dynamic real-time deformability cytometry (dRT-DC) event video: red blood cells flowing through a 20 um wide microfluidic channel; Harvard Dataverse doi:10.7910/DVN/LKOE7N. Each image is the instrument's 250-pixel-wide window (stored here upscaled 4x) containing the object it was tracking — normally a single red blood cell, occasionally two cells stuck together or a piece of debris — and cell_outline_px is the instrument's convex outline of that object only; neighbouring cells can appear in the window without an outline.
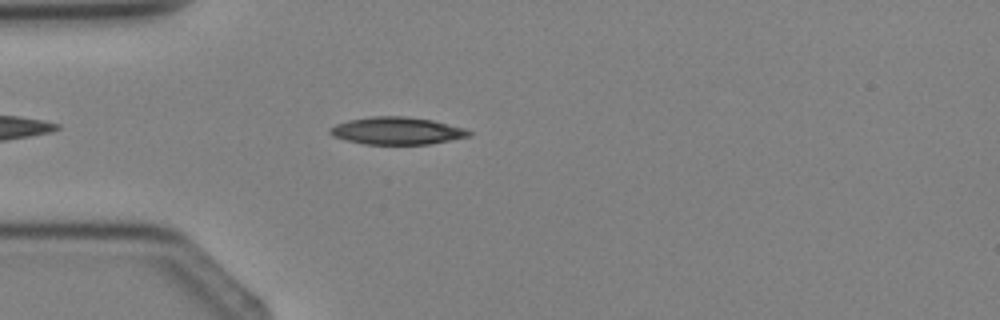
{"species": "Egyptian fruit bat (a non-hibernating species)", "species_latin": "Rousettus aegyptiacus", "temperature_condition": "cold", "stored_images_in_passage": 3, "camera_frame_rate_fps": 3000, "um_per_image_px": 0.085, "animal": {"sex": "female"}, "frame": {"image": 1, "passage_image": 3, "time_ms": 2.333, "image_size_px": [1000, 320], "cell_outline_px": [[472, 136], [428, 144], [364, 144], [332, 136], [328, 132], [328, 128], [336, 124], [348, 120], [372, 116], [404, 116], [432, 120], [464, 128], [472, 132]], "centroid_in_image_um": [33.72, 11.11], "position_along_channel_um": 51.3, "area_um2": 22.14}}